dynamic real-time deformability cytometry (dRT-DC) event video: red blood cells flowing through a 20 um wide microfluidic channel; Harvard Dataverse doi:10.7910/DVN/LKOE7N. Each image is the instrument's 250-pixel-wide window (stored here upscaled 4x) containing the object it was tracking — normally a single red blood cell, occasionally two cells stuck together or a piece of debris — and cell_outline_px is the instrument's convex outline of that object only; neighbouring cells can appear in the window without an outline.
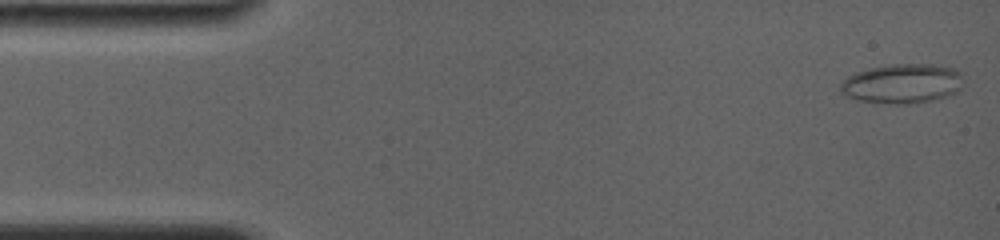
{"species": "common noctule bat (a hibernating species)", "species_latin": "Nyctalus noctula", "temperature_condition": "room temperature", "stored_images_in_passage": 64, "camera_frame_rate_fps": 4000, "um_per_image_px": 0.085, "animal": {"sex": "female", "body_mass_g": 19.0, "forearm_length_mm": 56.7}, "frame": {"image": 1, "passage_image": 2, "time_ms": 0.25, "image_size_px": [1000, 240], "cell_outline_px": [[960, 92], [948, 96], [932, 100], [912, 104], [888, 104], [860, 100], [844, 96], [840, 92], [840, 84], [848, 76], [856, 72], [872, 68], [892, 64], [932, 64], [952, 68], [960, 72]], "centroid_in_image_um": [76.68, 7.12], "position_along_channel_um": 8.3, "area_um2": 28.32}}
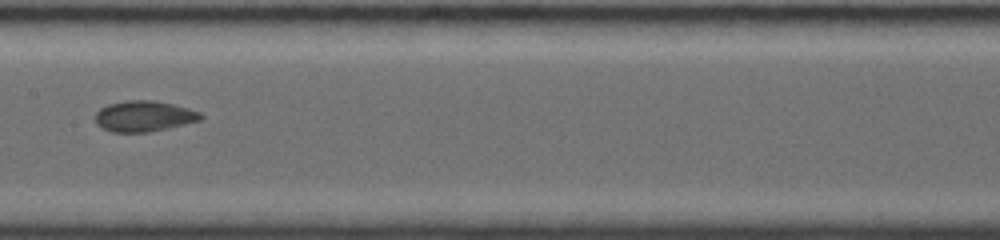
{"frame": {"image": 2, "passage_image": 35, "time_ms": 8.25, "image_size_px": [1000, 240], "cell_outline_px": [[204, 116], [200, 120], [184, 124], [148, 132], [112, 132], [100, 128], [96, 124], [96, 112], [100, 108], [108, 104], [128, 100], [152, 100], [172, 104], [188, 108], [200, 112]], "centroid_in_image_um": [12.21, 9.87], "position_along_channel_um": 195.2, "area_um2": 18.84}}
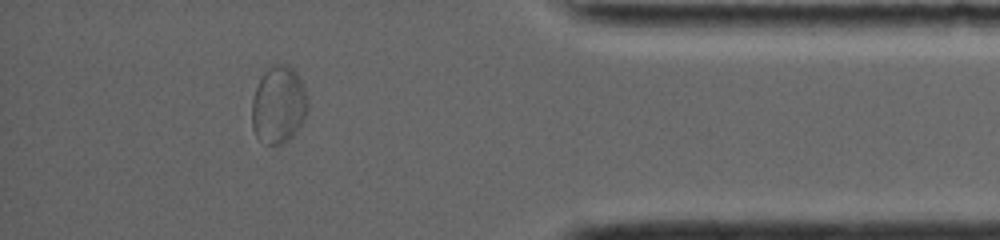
{"frame": {"image": 3, "passage_image": 55, "time_ms": 14.5, "image_size_px": [1000, 240], "cell_outline_px": [[308, 108], [300, 124], [292, 136], [288, 140], [280, 144], [268, 144], [256, 136], [252, 128], [252, 100], [256, 88], [264, 72], [272, 64], [288, 64], [296, 72], [304, 88], [308, 100]], "centroid_in_image_um": [23.67, 8.89], "position_along_channel_um": 411.5, "area_um2": 24.91}, "authors_computed_cell_mechanics": {"area_um2": 20.4323, "velocity_mm_per_s": 3.7916, "shape_relaxation_time_tau1_ms": 10.7074, "shape_relaxation_time_tau2_ms": 1.8022, "deformation_change_tau1": 0.1637, "deformation_change_tau2": 0.0646}}